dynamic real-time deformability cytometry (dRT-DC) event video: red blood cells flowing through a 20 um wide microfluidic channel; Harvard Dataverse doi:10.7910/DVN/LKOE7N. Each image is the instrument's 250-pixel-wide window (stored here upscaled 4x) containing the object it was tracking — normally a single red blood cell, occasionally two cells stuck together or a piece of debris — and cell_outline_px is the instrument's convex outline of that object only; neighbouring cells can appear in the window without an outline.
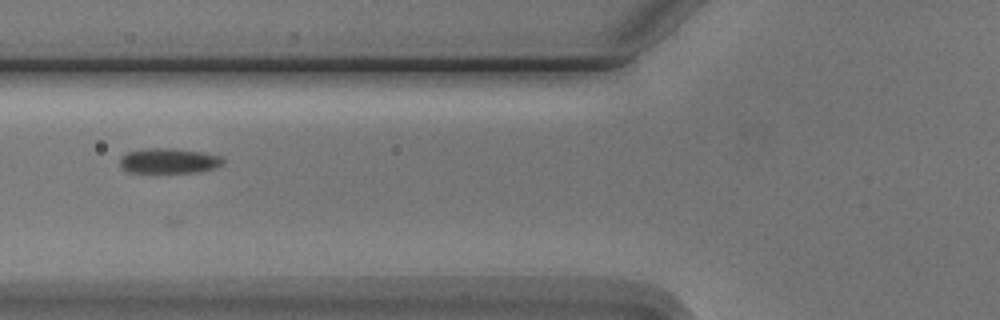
{"species": "Egyptian fruit bat (a non-hibernating species)", "species_latin": "Rousettus aegyptiacus", "temperature_condition": "cold", "stored_images_in_passage": 12, "camera_frame_rate_fps": 3000, "um_per_image_px": 0.085, "animal": {"sex": "male"}, "frame": {"image": 1, "passage_image": 6, "time_ms": 7.0, "image_size_px": [1000, 320], "cell_outline_px": [[224, 160], [220, 164], [212, 168], [196, 172], [128, 172], [120, 164], [120, 156], [128, 152], [144, 148], [172, 148], [204, 152], [220, 156]], "centroid_in_image_um": [14.32, 13.65], "position_along_channel_um": 111.5, "area_um2": 14.91}}
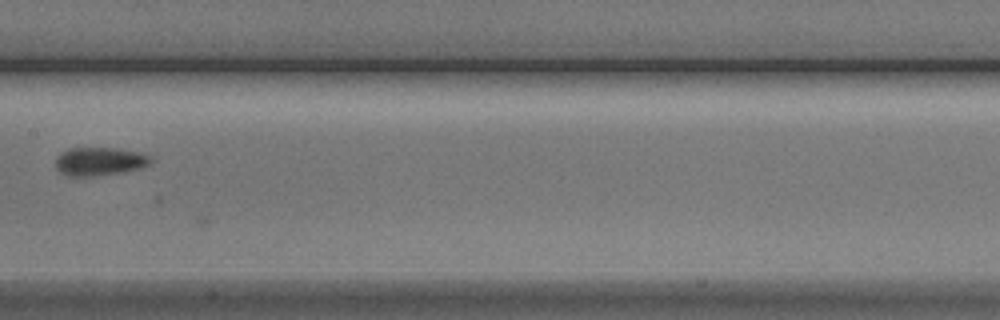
{"frame": {"image": 2, "passage_image": 8, "time_ms": 9.333, "image_size_px": [1000, 320], "cell_outline_px": [[152, 164], [140, 168], [124, 172], [92, 176], [68, 176], [60, 172], [56, 168], [56, 160], [60, 152], [68, 148], [116, 148], [140, 152], [152, 156]], "centroid_in_image_um": [8.49, 13.71], "position_along_channel_um": 198.9, "area_um2": 15.9}}
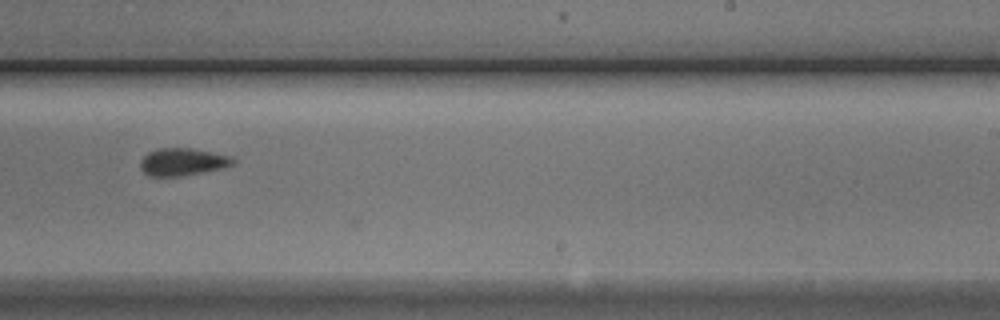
{"frame": {"image": 3, "passage_image": 10, "time_ms": 11.333, "image_size_px": [1000, 320], "cell_outline_px": [[236, 164], [224, 168], [180, 176], [148, 176], [140, 168], [140, 160], [148, 152], [156, 148], [192, 148], [232, 156], [236, 160]], "centroid_in_image_um": [15.54, 13.75], "position_along_channel_um": 273.5, "area_um2": 15.03}}